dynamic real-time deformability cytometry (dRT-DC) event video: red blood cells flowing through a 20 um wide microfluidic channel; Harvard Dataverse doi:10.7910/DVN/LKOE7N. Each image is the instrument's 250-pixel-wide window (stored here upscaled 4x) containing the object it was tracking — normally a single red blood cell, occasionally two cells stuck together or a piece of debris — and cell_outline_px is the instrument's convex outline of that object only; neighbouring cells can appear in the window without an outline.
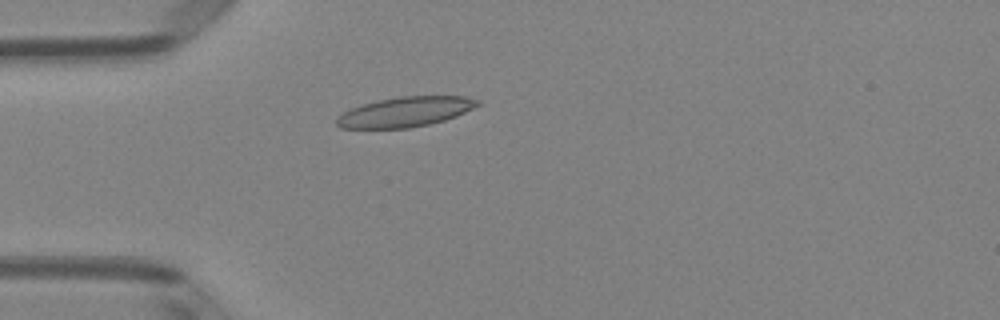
{"species": "Egyptian fruit bat (a non-hibernating species)", "species_latin": "Rousettus aegyptiacus", "temperature_condition": "room temperature", "stored_images_in_passage": 4, "camera_frame_rate_fps": 3000, "um_per_image_px": 0.085, "animal": {"sex": "female"}, "frame": {"image": 1, "passage_image": 4, "time_ms": 1.0, "image_size_px": [1000, 320], "cell_outline_px": [[480, 104], [456, 116], [444, 120], [428, 124], [408, 128], [340, 128], [336, 124], [336, 120], [344, 112], [352, 108], [376, 100], [400, 96], [464, 96], [480, 100]], "centroid_in_image_um": [34.46, 9.5], "position_along_channel_um": 50.5, "area_um2": 24.33}}